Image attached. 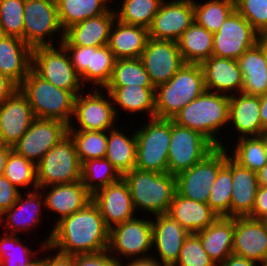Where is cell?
I'll list each match as a JSON object with an SVG mask.
<instances>
[{"instance_id":"cell-17","label":"cell","mask_w":267,"mask_h":266,"mask_svg":"<svg viewBox=\"0 0 267 266\" xmlns=\"http://www.w3.org/2000/svg\"><path fill=\"white\" fill-rule=\"evenodd\" d=\"M139 59L155 87L168 82L185 63L176 41L152 38Z\"/></svg>"},{"instance_id":"cell-24","label":"cell","mask_w":267,"mask_h":266,"mask_svg":"<svg viewBox=\"0 0 267 266\" xmlns=\"http://www.w3.org/2000/svg\"><path fill=\"white\" fill-rule=\"evenodd\" d=\"M201 66L204 73L206 91L228 96L242 92L243 76L236 59L212 55Z\"/></svg>"},{"instance_id":"cell-63","label":"cell","mask_w":267,"mask_h":266,"mask_svg":"<svg viewBox=\"0 0 267 266\" xmlns=\"http://www.w3.org/2000/svg\"><path fill=\"white\" fill-rule=\"evenodd\" d=\"M261 266H267V257L261 262Z\"/></svg>"},{"instance_id":"cell-40","label":"cell","mask_w":267,"mask_h":266,"mask_svg":"<svg viewBox=\"0 0 267 266\" xmlns=\"http://www.w3.org/2000/svg\"><path fill=\"white\" fill-rule=\"evenodd\" d=\"M194 21L209 32H217L226 18L235 10V0L193 1Z\"/></svg>"},{"instance_id":"cell-27","label":"cell","mask_w":267,"mask_h":266,"mask_svg":"<svg viewBox=\"0 0 267 266\" xmlns=\"http://www.w3.org/2000/svg\"><path fill=\"white\" fill-rule=\"evenodd\" d=\"M116 19L115 9H110L95 17L88 18L64 30V39L71 46L100 47L108 45L110 30Z\"/></svg>"},{"instance_id":"cell-1","label":"cell","mask_w":267,"mask_h":266,"mask_svg":"<svg viewBox=\"0 0 267 266\" xmlns=\"http://www.w3.org/2000/svg\"><path fill=\"white\" fill-rule=\"evenodd\" d=\"M54 228L42 245L47 251L66 256L106 251L109 228L105 225L99 208L91 201L84 209L55 222Z\"/></svg>"},{"instance_id":"cell-5","label":"cell","mask_w":267,"mask_h":266,"mask_svg":"<svg viewBox=\"0 0 267 266\" xmlns=\"http://www.w3.org/2000/svg\"><path fill=\"white\" fill-rule=\"evenodd\" d=\"M18 89L27 98L35 118L60 120L67 125L73 123L76 96L72 92L54 86L32 69Z\"/></svg>"},{"instance_id":"cell-8","label":"cell","mask_w":267,"mask_h":266,"mask_svg":"<svg viewBox=\"0 0 267 266\" xmlns=\"http://www.w3.org/2000/svg\"><path fill=\"white\" fill-rule=\"evenodd\" d=\"M31 69L44 80L72 92L75 96L82 92L83 83L80 75L74 69L67 51L61 44L58 49L57 46L33 48Z\"/></svg>"},{"instance_id":"cell-49","label":"cell","mask_w":267,"mask_h":266,"mask_svg":"<svg viewBox=\"0 0 267 266\" xmlns=\"http://www.w3.org/2000/svg\"><path fill=\"white\" fill-rule=\"evenodd\" d=\"M235 10L258 33L267 30V0H235Z\"/></svg>"},{"instance_id":"cell-3","label":"cell","mask_w":267,"mask_h":266,"mask_svg":"<svg viewBox=\"0 0 267 266\" xmlns=\"http://www.w3.org/2000/svg\"><path fill=\"white\" fill-rule=\"evenodd\" d=\"M205 91L201 64L184 63L168 82L155 87V118L172 119Z\"/></svg>"},{"instance_id":"cell-26","label":"cell","mask_w":267,"mask_h":266,"mask_svg":"<svg viewBox=\"0 0 267 266\" xmlns=\"http://www.w3.org/2000/svg\"><path fill=\"white\" fill-rule=\"evenodd\" d=\"M38 191L39 189L29 191L26 197L20 193L17 202L0 216V223H3V227L6 228L4 233L16 234L24 230L28 232L30 228V230L32 227L34 229L42 222L40 212L43 210L42 207L45 208V199L43 192Z\"/></svg>"},{"instance_id":"cell-10","label":"cell","mask_w":267,"mask_h":266,"mask_svg":"<svg viewBox=\"0 0 267 266\" xmlns=\"http://www.w3.org/2000/svg\"><path fill=\"white\" fill-rule=\"evenodd\" d=\"M23 18V40L32 49L53 46L56 32H60L58 39H64L55 0H25Z\"/></svg>"},{"instance_id":"cell-35","label":"cell","mask_w":267,"mask_h":266,"mask_svg":"<svg viewBox=\"0 0 267 266\" xmlns=\"http://www.w3.org/2000/svg\"><path fill=\"white\" fill-rule=\"evenodd\" d=\"M177 43L185 63L202 64L212 56L213 33L194 21Z\"/></svg>"},{"instance_id":"cell-33","label":"cell","mask_w":267,"mask_h":266,"mask_svg":"<svg viewBox=\"0 0 267 266\" xmlns=\"http://www.w3.org/2000/svg\"><path fill=\"white\" fill-rule=\"evenodd\" d=\"M104 91L108 92L115 103L114 110L118 116V109L126 113L148 112V119L155 118V87L141 86H106ZM117 103V104H116ZM118 105V106H117Z\"/></svg>"},{"instance_id":"cell-29","label":"cell","mask_w":267,"mask_h":266,"mask_svg":"<svg viewBox=\"0 0 267 266\" xmlns=\"http://www.w3.org/2000/svg\"><path fill=\"white\" fill-rule=\"evenodd\" d=\"M238 95V96H237ZM260 96L237 93L229 96L228 122L240 134L238 137L260 136L262 123L259 115Z\"/></svg>"},{"instance_id":"cell-11","label":"cell","mask_w":267,"mask_h":266,"mask_svg":"<svg viewBox=\"0 0 267 266\" xmlns=\"http://www.w3.org/2000/svg\"><path fill=\"white\" fill-rule=\"evenodd\" d=\"M226 147H216L204 159L175 176L176 193L207 203L219 170L225 165Z\"/></svg>"},{"instance_id":"cell-39","label":"cell","mask_w":267,"mask_h":266,"mask_svg":"<svg viewBox=\"0 0 267 266\" xmlns=\"http://www.w3.org/2000/svg\"><path fill=\"white\" fill-rule=\"evenodd\" d=\"M233 149L229 156L251 171L257 173L267 164V151L261 136L238 138Z\"/></svg>"},{"instance_id":"cell-36","label":"cell","mask_w":267,"mask_h":266,"mask_svg":"<svg viewBox=\"0 0 267 266\" xmlns=\"http://www.w3.org/2000/svg\"><path fill=\"white\" fill-rule=\"evenodd\" d=\"M107 152L105 158L109 160L123 176L136 166V136H126L123 131L111 128L107 131Z\"/></svg>"},{"instance_id":"cell-2","label":"cell","mask_w":267,"mask_h":266,"mask_svg":"<svg viewBox=\"0 0 267 266\" xmlns=\"http://www.w3.org/2000/svg\"><path fill=\"white\" fill-rule=\"evenodd\" d=\"M228 113V95L205 91L182 108L171 120L180 126L200 132L216 147L224 148L225 145L216 138V134L224 125H229Z\"/></svg>"},{"instance_id":"cell-19","label":"cell","mask_w":267,"mask_h":266,"mask_svg":"<svg viewBox=\"0 0 267 266\" xmlns=\"http://www.w3.org/2000/svg\"><path fill=\"white\" fill-rule=\"evenodd\" d=\"M35 119L27 98L17 89L0 104V144L14 147Z\"/></svg>"},{"instance_id":"cell-47","label":"cell","mask_w":267,"mask_h":266,"mask_svg":"<svg viewBox=\"0 0 267 266\" xmlns=\"http://www.w3.org/2000/svg\"><path fill=\"white\" fill-rule=\"evenodd\" d=\"M25 0H0V29L3 35L23 40Z\"/></svg>"},{"instance_id":"cell-32","label":"cell","mask_w":267,"mask_h":266,"mask_svg":"<svg viewBox=\"0 0 267 266\" xmlns=\"http://www.w3.org/2000/svg\"><path fill=\"white\" fill-rule=\"evenodd\" d=\"M195 234L216 266L233 254L234 218L218 217L206 229Z\"/></svg>"},{"instance_id":"cell-43","label":"cell","mask_w":267,"mask_h":266,"mask_svg":"<svg viewBox=\"0 0 267 266\" xmlns=\"http://www.w3.org/2000/svg\"><path fill=\"white\" fill-rule=\"evenodd\" d=\"M73 139L80 163L91 159L105 158L107 131L68 130Z\"/></svg>"},{"instance_id":"cell-18","label":"cell","mask_w":267,"mask_h":266,"mask_svg":"<svg viewBox=\"0 0 267 266\" xmlns=\"http://www.w3.org/2000/svg\"><path fill=\"white\" fill-rule=\"evenodd\" d=\"M193 22V0H163L148 29L149 38L177 42Z\"/></svg>"},{"instance_id":"cell-55","label":"cell","mask_w":267,"mask_h":266,"mask_svg":"<svg viewBox=\"0 0 267 266\" xmlns=\"http://www.w3.org/2000/svg\"><path fill=\"white\" fill-rule=\"evenodd\" d=\"M256 265L258 266L259 264L254 261L248 260L246 258L238 257L232 254L218 266H256Z\"/></svg>"},{"instance_id":"cell-22","label":"cell","mask_w":267,"mask_h":266,"mask_svg":"<svg viewBox=\"0 0 267 266\" xmlns=\"http://www.w3.org/2000/svg\"><path fill=\"white\" fill-rule=\"evenodd\" d=\"M154 217L156 221L152 219V246H155L159 254L161 265L173 266L190 233L167 213Z\"/></svg>"},{"instance_id":"cell-7","label":"cell","mask_w":267,"mask_h":266,"mask_svg":"<svg viewBox=\"0 0 267 266\" xmlns=\"http://www.w3.org/2000/svg\"><path fill=\"white\" fill-rule=\"evenodd\" d=\"M81 168L74 141L67 134L36 164L38 189L80 181Z\"/></svg>"},{"instance_id":"cell-59","label":"cell","mask_w":267,"mask_h":266,"mask_svg":"<svg viewBox=\"0 0 267 266\" xmlns=\"http://www.w3.org/2000/svg\"><path fill=\"white\" fill-rule=\"evenodd\" d=\"M257 45L262 50L265 60L267 62V30L258 33Z\"/></svg>"},{"instance_id":"cell-60","label":"cell","mask_w":267,"mask_h":266,"mask_svg":"<svg viewBox=\"0 0 267 266\" xmlns=\"http://www.w3.org/2000/svg\"><path fill=\"white\" fill-rule=\"evenodd\" d=\"M259 186L267 187V164L257 172Z\"/></svg>"},{"instance_id":"cell-6","label":"cell","mask_w":267,"mask_h":266,"mask_svg":"<svg viewBox=\"0 0 267 266\" xmlns=\"http://www.w3.org/2000/svg\"><path fill=\"white\" fill-rule=\"evenodd\" d=\"M135 136L137 141L135 168L168 173L171 119H149L143 127L135 129Z\"/></svg>"},{"instance_id":"cell-58","label":"cell","mask_w":267,"mask_h":266,"mask_svg":"<svg viewBox=\"0 0 267 266\" xmlns=\"http://www.w3.org/2000/svg\"><path fill=\"white\" fill-rule=\"evenodd\" d=\"M13 151L12 147L0 144V177L4 175L6 162L9 154Z\"/></svg>"},{"instance_id":"cell-28","label":"cell","mask_w":267,"mask_h":266,"mask_svg":"<svg viewBox=\"0 0 267 266\" xmlns=\"http://www.w3.org/2000/svg\"><path fill=\"white\" fill-rule=\"evenodd\" d=\"M32 65V48L24 40L2 35L0 38V71L19 86Z\"/></svg>"},{"instance_id":"cell-57","label":"cell","mask_w":267,"mask_h":266,"mask_svg":"<svg viewBox=\"0 0 267 266\" xmlns=\"http://www.w3.org/2000/svg\"><path fill=\"white\" fill-rule=\"evenodd\" d=\"M261 123H262V133L267 130V93L260 96V112H259Z\"/></svg>"},{"instance_id":"cell-45","label":"cell","mask_w":267,"mask_h":266,"mask_svg":"<svg viewBox=\"0 0 267 266\" xmlns=\"http://www.w3.org/2000/svg\"><path fill=\"white\" fill-rule=\"evenodd\" d=\"M4 176L18 189H38L36 164L18 155L14 150L8 156Z\"/></svg>"},{"instance_id":"cell-62","label":"cell","mask_w":267,"mask_h":266,"mask_svg":"<svg viewBox=\"0 0 267 266\" xmlns=\"http://www.w3.org/2000/svg\"><path fill=\"white\" fill-rule=\"evenodd\" d=\"M260 136L262 137V139L265 143V147H266V151H267V130H265L263 133H261Z\"/></svg>"},{"instance_id":"cell-52","label":"cell","mask_w":267,"mask_h":266,"mask_svg":"<svg viewBox=\"0 0 267 266\" xmlns=\"http://www.w3.org/2000/svg\"><path fill=\"white\" fill-rule=\"evenodd\" d=\"M253 219H267V187L259 186L252 213L248 216Z\"/></svg>"},{"instance_id":"cell-20","label":"cell","mask_w":267,"mask_h":266,"mask_svg":"<svg viewBox=\"0 0 267 266\" xmlns=\"http://www.w3.org/2000/svg\"><path fill=\"white\" fill-rule=\"evenodd\" d=\"M92 202L99 208L109 229L134 218L136 214L129 186L123 177L97 190L92 195Z\"/></svg>"},{"instance_id":"cell-37","label":"cell","mask_w":267,"mask_h":266,"mask_svg":"<svg viewBox=\"0 0 267 266\" xmlns=\"http://www.w3.org/2000/svg\"><path fill=\"white\" fill-rule=\"evenodd\" d=\"M55 1L61 27L65 30L75 23L106 13L110 9L107 5L111 0Z\"/></svg>"},{"instance_id":"cell-54","label":"cell","mask_w":267,"mask_h":266,"mask_svg":"<svg viewBox=\"0 0 267 266\" xmlns=\"http://www.w3.org/2000/svg\"><path fill=\"white\" fill-rule=\"evenodd\" d=\"M45 266H75L74 256H66L55 253L50 257L46 255Z\"/></svg>"},{"instance_id":"cell-46","label":"cell","mask_w":267,"mask_h":266,"mask_svg":"<svg viewBox=\"0 0 267 266\" xmlns=\"http://www.w3.org/2000/svg\"><path fill=\"white\" fill-rule=\"evenodd\" d=\"M231 170L224 165L218 172L211 187L207 204L219 217H230V202L232 196Z\"/></svg>"},{"instance_id":"cell-64","label":"cell","mask_w":267,"mask_h":266,"mask_svg":"<svg viewBox=\"0 0 267 266\" xmlns=\"http://www.w3.org/2000/svg\"><path fill=\"white\" fill-rule=\"evenodd\" d=\"M2 35H3V33H2V31H1V29H0V38L2 37Z\"/></svg>"},{"instance_id":"cell-23","label":"cell","mask_w":267,"mask_h":266,"mask_svg":"<svg viewBox=\"0 0 267 266\" xmlns=\"http://www.w3.org/2000/svg\"><path fill=\"white\" fill-rule=\"evenodd\" d=\"M226 149L225 165L231 170L232 196L230 217H247L252 213L259 189L257 173L235 162Z\"/></svg>"},{"instance_id":"cell-48","label":"cell","mask_w":267,"mask_h":266,"mask_svg":"<svg viewBox=\"0 0 267 266\" xmlns=\"http://www.w3.org/2000/svg\"><path fill=\"white\" fill-rule=\"evenodd\" d=\"M173 266H216L203 248L200 238L190 233L180 250L177 262Z\"/></svg>"},{"instance_id":"cell-51","label":"cell","mask_w":267,"mask_h":266,"mask_svg":"<svg viewBox=\"0 0 267 266\" xmlns=\"http://www.w3.org/2000/svg\"><path fill=\"white\" fill-rule=\"evenodd\" d=\"M20 193L4 175L0 177V216L17 202Z\"/></svg>"},{"instance_id":"cell-56","label":"cell","mask_w":267,"mask_h":266,"mask_svg":"<svg viewBox=\"0 0 267 266\" xmlns=\"http://www.w3.org/2000/svg\"><path fill=\"white\" fill-rule=\"evenodd\" d=\"M124 266V265H122ZM125 266H163L160 264L159 260L153 257H147L142 259H132L130 262H126Z\"/></svg>"},{"instance_id":"cell-21","label":"cell","mask_w":267,"mask_h":266,"mask_svg":"<svg viewBox=\"0 0 267 266\" xmlns=\"http://www.w3.org/2000/svg\"><path fill=\"white\" fill-rule=\"evenodd\" d=\"M233 255L261 264L267 257V225L264 220L234 217Z\"/></svg>"},{"instance_id":"cell-13","label":"cell","mask_w":267,"mask_h":266,"mask_svg":"<svg viewBox=\"0 0 267 266\" xmlns=\"http://www.w3.org/2000/svg\"><path fill=\"white\" fill-rule=\"evenodd\" d=\"M151 220L134 217L111 227L107 251L111 255L114 252L123 255L129 260L151 257L146 254L153 247Z\"/></svg>"},{"instance_id":"cell-16","label":"cell","mask_w":267,"mask_h":266,"mask_svg":"<svg viewBox=\"0 0 267 266\" xmlns=\"http://www.w3.org/2000/svg\"><path fill=\"white\" fill-rule=\"evenodd\" d=\"M68 134V125L60 120L35 118L13 150L37 164L42 157Z\"/></svg>"},{"instance_id":"cell-31","label":"cell","mask_w":267,"mask_h":266,"mask_svg":"<svg viewBox=\"0 0 267 266\" xmlns=\"http://www.w3.org/2000/svg\"><path fill=\"white\" fill-rule=\"evenodd\" d=\"M148 38V29L115 19L110 30L108 46L116 60L140 58Z\"/></svg>"},{"instance_id":"cell-14","label":"cell","mask_w":267,"mask_h":266,"mask_svg":"<svg viewBox=\"0 0 267 266\" xmlns=\"http://www.w3.org/2000/svg\"><path fill=\"white\" fill-rule=\"evenodd\" d=\"M91 90H94L93 93L90 91L89 94L84 95L81 92L76 96L72 118L77 120L78 129L70 123L68 130L108 131L115 127L117 116L110 94L104 92L108 95V100L105 94L103 95L102 89L99 91V88H92Z\"/></svg>"},{"instance_id":"cell-50","label":"cell","mask_w":267,"mask_h":266,"mask_svg":"<svg viewBox=\"0 0 267 266\" xmlns=\"http://www.w3.org/2000/svg\"><path fill=\"white\" fill-rule=\"evenodd\" d=\"M75 266H122L119 258L107 250L99 253L74 255Z\"/></svg>"},{"instance_id":"cell-15","label":"cell","mask_w":267,"mask_h":266,"mask_svg":"<svg viewBox=\"0 0 267 266\" xmlns=\"http://www.w3.org/2000/svg\"><path fill=\"white\" fill-rule=\"evenodd\" d=\"M258 32L234 10L213 33L212 55L238 59L246 50L257 44Z\"/></svg>"},{"instance_id":"cell-42","label":"cell","mask_w":267,"mask_h":266,"mask_svg":"<svg viewBox=\"0 0 267 266\" xmlns=\"http://www.w3.org/2000/svg\"><path fill=\"white\" fill-rule=\"evenodd\" d=\"M155 87L139 58L118 59L106 86Z\"/></svg>"},{"instance_id":"cell-61","label":"cell","mask_w":267,"mask_h":266,"mask_svg":"<svg viewBox=\"0 0 267 266\" xmlns=\"http://www.w3.org/2000/svg\"><path fill=\"white\" fill-rule=\"evenodd\" d=\"M34 257L32 261H30L28 264L25 266H45V256L42 258Z\"/></svg>"},{"instance_id":"cell-12","label":"cell","mask_w":267,"mask_h":266,"mask_svg":"<svg viewBox=\"0 0 267 266\" xmlns=\"http://www.w3.org/2000/svg\"><path fill=\"white\" fill-rule=\"evenodd\" d=\"M67 51L71 64L80 75L82 83L90 81L92 86L104 89L109 83L114 63L116 61L113 52L108 45L100 47L71 46L65 39L59 40Z\"/></svg>"},{"instance_id":"cell-44","label":"cell","mask_w":267,"mask_h":266,"mask_svg":"<svg viewBox=\"0 0 267 266\" xmlns=\"http://www.w3.org/2000/svg\"><path fill=\"white\" fill-rule=\"evenodd\" d=\"M1 237L0 266H25L32 261L34 257L41 254L40 252L47 250V246L40 244L39 247H41V250L33 251L28 245H25V243L23 244L18 234L5 233L4 236Z\"/></svg>"},{"instance_id":"cell-25","label":"cell","mask_w":267,"mask_h":266,"mask_svg":"<svg viewBox=\"0 0 267 266\" xmlns=\"http://www.w3.org/2000/svg\"><path fill=\"white\" fill-rule=\"evenodd\" d=\"M51 187V188H50ZM48 188V191H45ZM43 191L45 199V207L52 212L58 214V221L67 217L76 211L84 209L91 201L92 194L83 185V182L76 181L73 183H65L51 185L39 188Z\"/></svg>"},{"instance_id":"cell-4","label":"cell","mask_w":267,"mask_h":266,"mask_svg":"<svg viewBox=\"0 0 267 266\" xmlns=\"http://www.w3.org/2000/svg\"><path fill=\"white\" fill-rule=\"evenodd\" d=\"M122 177L129 186L135 211L141 209L153 216L168 213L176 193L174 175L134 168Z\"/></svg>"},{"instance_id":"cell-34","label":"cell","mask_w":267,"mask_h":266,"mask_svg":"<svg viewBox=\"0 0 267 266\" xmlns=\"http://www.w3.org/2000/svg\"><path fill=\"white\" fill-rule=\"evenodd\" d=\"M243 76L242 93L261 96L267 93V62L262 50L256 44L246 50L238 59Z\"/></svg>"},{"instance_id":"cell-38","label":"cell","mask_w":267,"mask_h":266,"mask_svg":"<svg viewBox=\"0 0 267 266\" xmlns=\"http://www.w3.org/2000/svg\"><path fill=\"white\" fill-rule=\"evenodd\" d=\"M121 178L122 175L106 158L91 159L82 163L81 181L92 195Z\"/></svg>"},{"instance_id":"cell-30","label":"cell","mask_w":267,"mask_h":266,"mask_svg":"<svg viewBox=\"0 0 267 266\" xmlns=\"http://www.w3.org/2000/svg\"><path fill=\"white\" fill-rule=\"evenodd\" d=\"M167 214L189 233L206 229L219 217L207 203L194 201L177 193L173 196Z\"/></svg>"},{"instance_id":"cell-53","label":"cell","mask_w":267,"mask_h":266,"mask_svg":"<svg viewBox=\"0 0 267 266\" xmlns=\"http://www.w3.org/2000/svg\"><path fill=\"white\" fill-rule=\"evenodd\" d=\"M18 86L0 71V104L10 97Z\"/></svg>"},{"instance_id":"cell-9","label":"cell","mask_w":267,"mask_h":266,"mask_svg":"<svg viewBox=\"0 0 267 266\" xmlns=\"http://www.w3.org/2000/svg\"><path fill=\"white\" fill-rule=\"evenodd\" d=\"M216 146L203 134L171 120L168 173L178 175L204 159Z\"/></svg>"},{"instance_id":"cell-41","label":"cell","mask_w":267,"mask_h":266,"mask_svg":"<svg viewBox=\"0 0 267 266\" xmlns=\"http://www.w3.org/2000/svg\"><path fill=\"white\" fill-rule=\"evenodd\" d=\"M162 1L123 0L121 7L115 11L116 19L126 24L149 29Z\"/></svg>"}]
</instances>
